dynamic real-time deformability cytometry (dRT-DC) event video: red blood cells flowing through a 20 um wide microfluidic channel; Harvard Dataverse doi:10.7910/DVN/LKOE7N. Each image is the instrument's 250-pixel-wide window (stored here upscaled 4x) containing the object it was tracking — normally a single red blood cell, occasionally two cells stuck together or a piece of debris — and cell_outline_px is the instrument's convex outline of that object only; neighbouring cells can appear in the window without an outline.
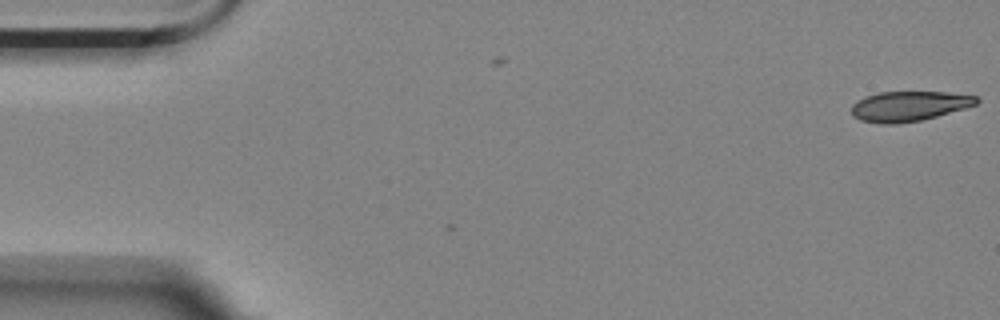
{"species": "Egyptian fruit bat (a non-hibernating species)", "species_latin": "Rousettus aegyptiacus", "temperature_condition": "room temperature", "stored_images_in_passage": 5, "camera_frame_rate_fps": 3000, "um_per_image_px": 0.085, "animal": {"sex": "female"}, "frame": {"image": 1, "passage_image": 1, "time_ms": 0.0, "image_size_px": [1000, 320], "cell_outline_px": [[980, 100], [976, 104], [964, 108], [936, 116], [920, 120], [896, 124], [880, 124], [860, 120], [852, 116], [852, 104], [868, 96], [880, 92], [948, 92], [980, 96]], "centroid_in_image_um": [77.29, 9.02], "position_along_channel_um": 7.7, "area_um2": 21.73}}